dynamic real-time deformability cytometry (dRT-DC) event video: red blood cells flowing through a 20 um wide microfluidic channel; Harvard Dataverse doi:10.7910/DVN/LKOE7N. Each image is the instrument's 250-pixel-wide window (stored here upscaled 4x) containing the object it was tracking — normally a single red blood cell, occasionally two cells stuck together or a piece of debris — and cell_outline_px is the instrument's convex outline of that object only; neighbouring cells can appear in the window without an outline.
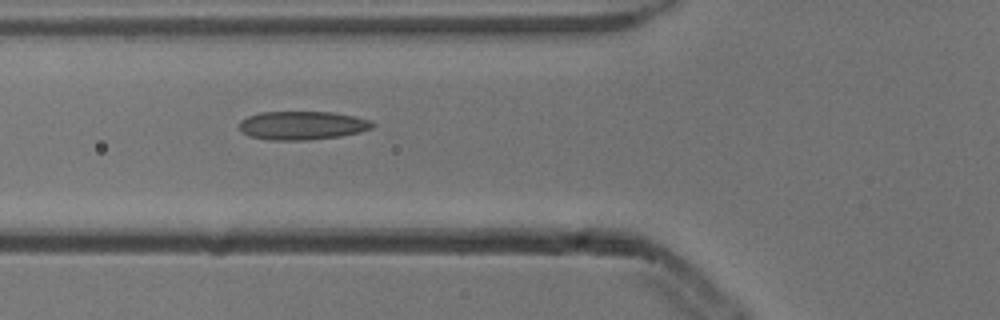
{"species": "common noctule bat (a hibernating species)", "species_latin": "Nyctalus noctula", "temperature_condition": "cold", "stored_images_in_passage": 7, "segment_of_instrument_passage": [1, 2], "camera_frame_rate_fps": 3000, "um_per_image_px": 0.085, "animal": {"sex": "male", "body_mass_g": 13.3}, "frame": {"image": 1, "passage_image": 6, "time_ms": 1.667, "image_size_px": [1000, 320], "cell_outline_px": [[376, 124], [372, 128], [360, 132], [340, 136], [308, 140], [272, 140], [248, 136], [240, 128], [240, 120], [248, 116], [260, 112], [332, 112], [356, 116], [372, 120]], "centroid_in_image_um": [25.73, 10.66], "position_along_channel_um": 100.1, "area_um2": 22.25}}